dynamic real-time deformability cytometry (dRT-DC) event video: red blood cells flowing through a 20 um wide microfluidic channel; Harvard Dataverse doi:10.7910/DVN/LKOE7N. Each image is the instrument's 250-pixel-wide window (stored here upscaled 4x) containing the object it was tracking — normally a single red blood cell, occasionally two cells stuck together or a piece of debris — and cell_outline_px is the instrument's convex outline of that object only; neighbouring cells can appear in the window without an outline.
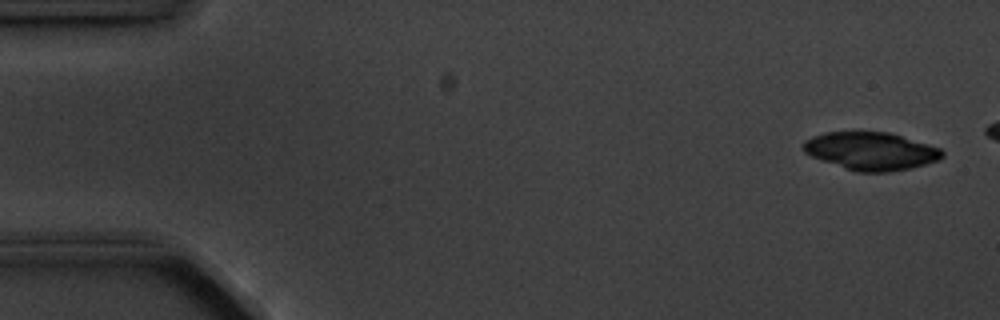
{"species": "common noctule bat (a hibernating species)", "species_latin": "Nyctalus noctula", "temperature_condition": "cold", "stored_images_in_passage": 4, "camera_frame_rate_fps": 3000, "um_per_image_px": 0.085, "animal": {"sex": "male", "body_mass_g": 20.1, "forearm_length_mm": 53.5}, "frame": {"image": 1, "passage_image": 1, "time_ms": 0.0, "image_size_px": [1000, 320], "cell_outline_px": [[944, 156], [940, 160], [908, 168], [888, 172], [856, 172], [820, 160], [804, 152], [800, 148], [804, 140], [812, 136], [824, 132], [888, 132], [928, 144], [940, 148], [944, 152]], "centroid_in_image_um": [73.99, 12.84], "position_along_channel_um": 11.0, "area_um2": 30.69}}